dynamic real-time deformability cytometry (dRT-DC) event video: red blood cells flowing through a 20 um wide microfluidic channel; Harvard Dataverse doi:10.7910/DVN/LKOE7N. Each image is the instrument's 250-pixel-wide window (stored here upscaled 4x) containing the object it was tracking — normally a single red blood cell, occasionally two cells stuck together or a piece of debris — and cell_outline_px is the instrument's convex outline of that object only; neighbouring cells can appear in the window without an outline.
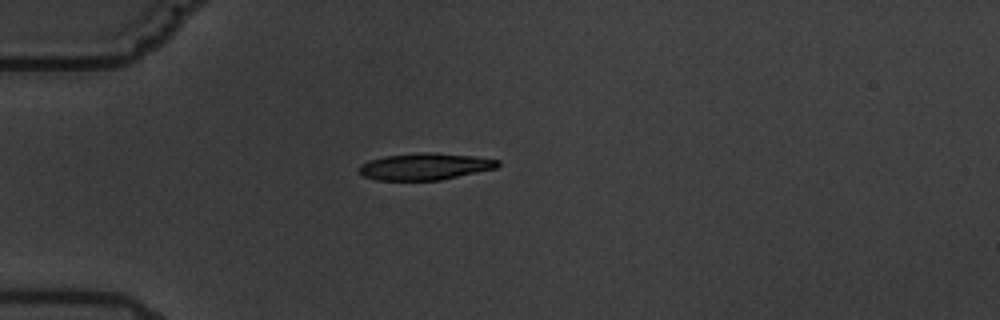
{"species": "common noctule bat (a hibernating species)", "species_latin": "Nyctalus noctula", "temperature_condition": "warm", "stored_images_in_passage": 1, "camera_frame_rate_fps": 3000, "um_per_image_px": 0.085, "animal": {"sex": "male", "body_mass_g": 19.5, "forearm_length_mm": 54.6}, "frame": {"image": 1, "passage_image": 1, "time_ms": 0.0, "image_size_px": [1000, 320], "cell_outline_px": [[500, 164], [496, 168], [440, 180], [376, 180], [364, 176], [360, 172], [360, 164], [368, 160], [384, 156], [416, 152], [428, 152], [476, 156], [500, 160]], "centroid_in_image_um": [36.12, 14.14], "position_along_channel_um": 48.9, "area_um2": 21.68}}